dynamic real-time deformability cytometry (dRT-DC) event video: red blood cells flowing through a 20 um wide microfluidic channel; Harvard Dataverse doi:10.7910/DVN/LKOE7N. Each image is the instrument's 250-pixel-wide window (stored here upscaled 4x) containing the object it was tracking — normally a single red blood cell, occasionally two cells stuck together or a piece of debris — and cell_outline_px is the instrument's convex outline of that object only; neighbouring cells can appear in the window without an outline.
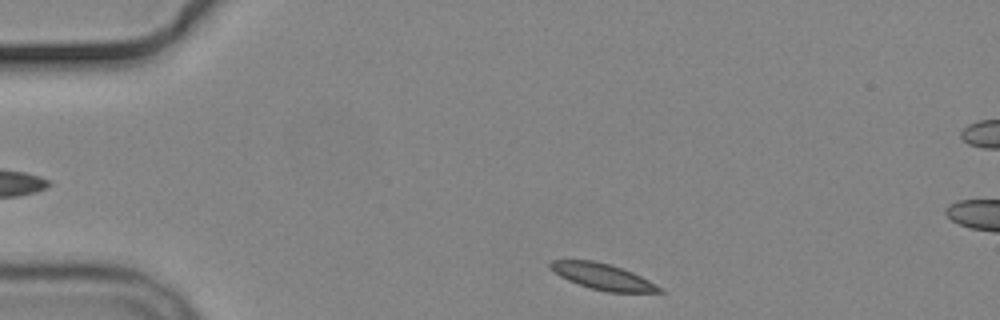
{"species": "common noctule bat (a hibernating species)", "species_latin": "Nyctalus noctula", "temperature_condition": "cold", "stored_images_in_passage": 5, "segment_of_instrument_passage": [2, 2], "camera_frame_rate_fps": 3000, "um_per_image_px": 0.085, "animal": {"sex": "male", "body_mass_g": 19.2, "forearm_length_mm": 51.8}, "frame": {"image": 1, "passage_image": 5, "time_ms": 5.0, "image_size_px": [1000, 320], "cell_outline_px": [[664, 292], [608, 292], [592, 288], [568, 280], [560, 276], [548, 268], [548, 264], [552, 260], [596, 260], [632, 272], [648, 280], [660, 288]], "centroid_in_image_um": [51.16, 23.49], "position_along_channel_um": 33.8, "area_um2": 16.24}}